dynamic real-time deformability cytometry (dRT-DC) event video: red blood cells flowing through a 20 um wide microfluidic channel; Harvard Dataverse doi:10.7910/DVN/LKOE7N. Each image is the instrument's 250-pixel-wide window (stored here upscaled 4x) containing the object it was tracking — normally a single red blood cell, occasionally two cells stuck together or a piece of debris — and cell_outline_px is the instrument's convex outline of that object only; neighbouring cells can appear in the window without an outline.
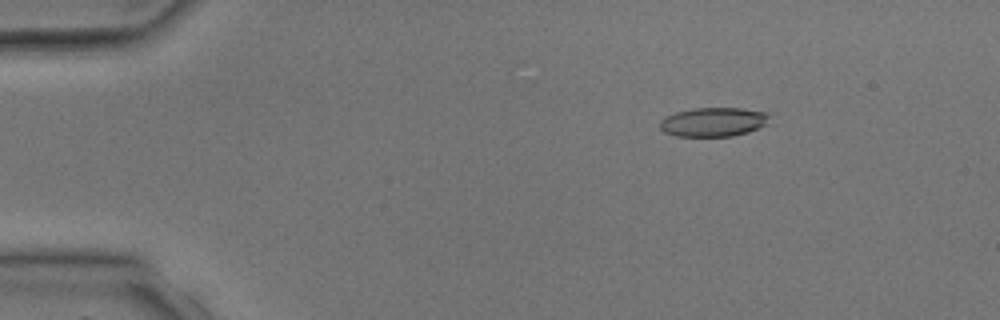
{"species": "common noctule bat (a hibernating species)", "species_latin": "Nyctalus noctula", "temperature_condition": "room temperature", "stored_images_in_passage": 3, "camera_frame_rate_fps": 3000, "um_per_image_px": 0.085, "animal": {"sex": "male", "body_mass_g": 17.9, "forearm_length_mm": 54.2}, "frame": {"image": 1, "passage_image": 2, "time_ms": 1.333, "image_size_px": [1000, 320], "cell_outline_px": [[768, 120], [764, 124], [748, 132], [732, 136], [676, 136], [664, 132], [660, 128], [660, 120], [676, 112], [692, 108], [740, 108], [764, 112], [768, 116]], "centroid_in_image_um": [60.58, 10.37], "position_along_channel_um": 24.4, "area_um2": 18.26}}
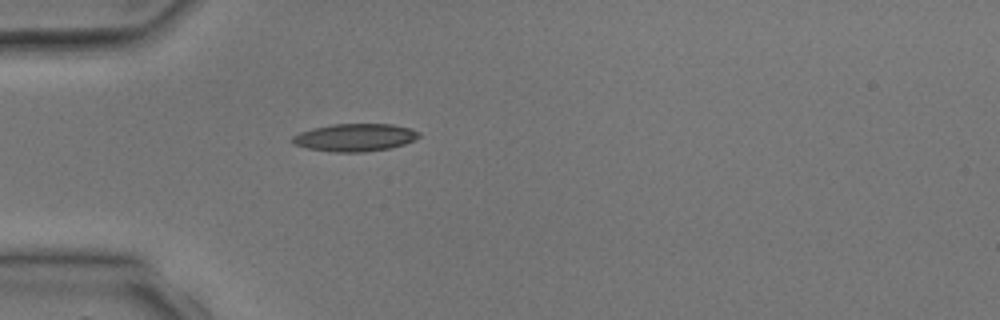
{"frame": {"image": 2, "passage_image": 3, "time_ms": 3.333, "image_size_px": [1000, 320], "cell_outline_px": [[420, 136], [404, 144], [388, 148], [364, 152], [336, 152], [308, 148], [292, 144], [288, 140], [292, 136], [300, 132], [312, 128], [332, 124], [392, 124], [412, 128], [420, 132]], "centroid_in_image_um": [30.13, 11.67], "position_along_channel_um": 54.9, "area_um2": 20.46}}